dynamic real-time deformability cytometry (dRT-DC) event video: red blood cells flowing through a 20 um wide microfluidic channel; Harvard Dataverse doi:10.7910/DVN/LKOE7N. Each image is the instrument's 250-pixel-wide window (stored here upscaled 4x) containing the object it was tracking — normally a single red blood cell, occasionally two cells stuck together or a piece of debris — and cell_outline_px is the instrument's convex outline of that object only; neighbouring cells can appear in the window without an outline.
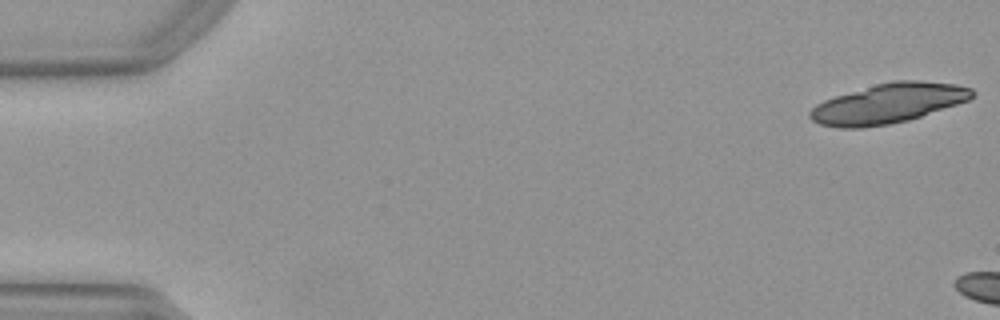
{"species": "Egyptian fruit bat (a non-hibernating species)", "species_latin": "Rousettus aegyptiacus", "temperature_condition": "warm", "stored_images_in_passage": 5, "camera_frame_rate_fps": 3000, "um_per_image_px": 0.085, "animal": {"sex": "female"}, "frame": {"image": 1, "passage_image": 1, "time_ms": 0.0, "image_size_px": [1000, 320], "cell_outline_px": [[976, 92], [968, 100], [908, 120], [888, 124], [864, 128], [840, 128], [820, 124], [812, 120], [808, 116], [808, 112], [816, 104], [824, 100], [836, 96], [876, 84], [892, 80], [920, 80], [956, 84], [972, 88]], "centroid_in_image_um": [75.48, 8.79], "position_along_channel_um": 9.5, "area_um2": 37.4}}